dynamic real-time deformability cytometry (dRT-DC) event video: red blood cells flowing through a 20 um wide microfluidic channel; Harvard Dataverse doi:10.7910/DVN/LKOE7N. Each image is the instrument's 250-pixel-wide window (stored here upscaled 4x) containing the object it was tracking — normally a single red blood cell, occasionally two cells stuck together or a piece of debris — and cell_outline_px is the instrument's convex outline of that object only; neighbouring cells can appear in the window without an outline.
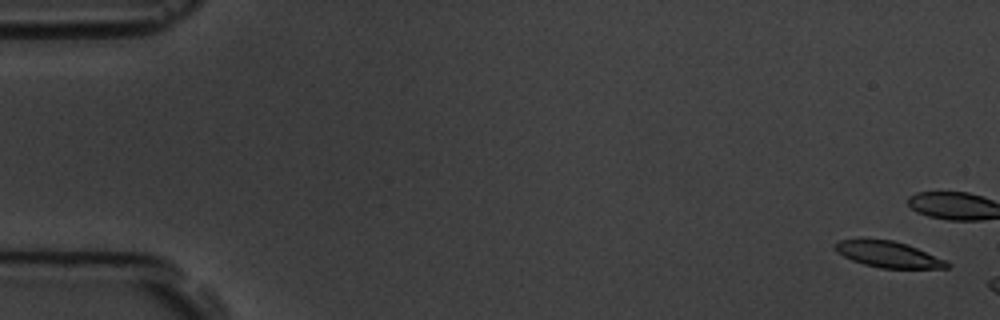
{"species": "common noctule bat (a hibernating species)", "species_latin": "Nyctalus noctula", "temperature_condition": "room temperature", "stored_images_in_passage": 3, "camera_frame_rate_fps": 3000, "um_per_image_px": 0.085, "animal": {"sex": "male", "body_mass_g": 19.5, "forearm_length_mm": 54.6}, "frame": {"image": 1, "passage_image": 1, "time_ms": 0.0, "image_size_px": [1000, 320], "cell_outline_px": [[952, 264], [948, 268], [880, 268], [864, 264], [852, 260], [836, 252], [836, 244], [840, 240], [892, 240], [916, 248], [944, 260]], "centroid_in_image_um": [75.52, 21.65], "position_along_channel_um": 9.5, "area_um2": 16.42}}